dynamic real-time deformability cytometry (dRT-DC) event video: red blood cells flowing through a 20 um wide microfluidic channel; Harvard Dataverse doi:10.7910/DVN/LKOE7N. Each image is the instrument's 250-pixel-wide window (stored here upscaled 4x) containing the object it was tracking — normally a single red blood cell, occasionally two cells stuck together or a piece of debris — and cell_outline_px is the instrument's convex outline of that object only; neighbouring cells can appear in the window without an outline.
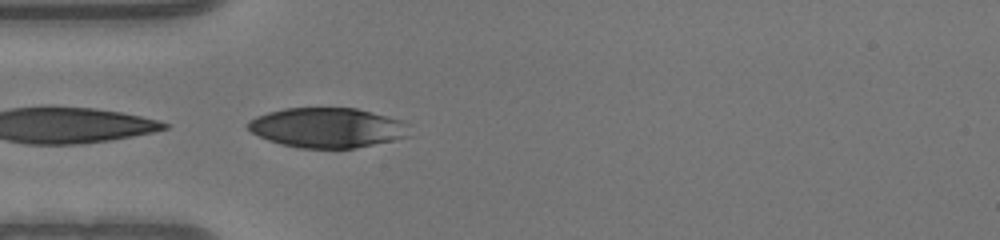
{"species": "human", "species_latin": "Homo sapiens", "temperature_condition": "warm", "stored_images_in_passage": 14, "camera_frame_rate_fps": 3000, "um_per_image_px": 0.085, "donor": {"sex": "male"}, "frame": {"image": 1, "passage_image": 14, "time_ms": 4.333, "image_size_px": [1000, 240], "cell_outline_px": [[412, 136], [356, 148], [300, 148], [280, 144], [268, 140], [252, 132], [248, 128], [248, 120], [256, 116], [268, 112], [284, 108], [356, 108], [404, 120]], "centroid_in_image_um": [27.85, 10.85], "position_along_channel_um": 57.2, "area_um2": 37.69}}